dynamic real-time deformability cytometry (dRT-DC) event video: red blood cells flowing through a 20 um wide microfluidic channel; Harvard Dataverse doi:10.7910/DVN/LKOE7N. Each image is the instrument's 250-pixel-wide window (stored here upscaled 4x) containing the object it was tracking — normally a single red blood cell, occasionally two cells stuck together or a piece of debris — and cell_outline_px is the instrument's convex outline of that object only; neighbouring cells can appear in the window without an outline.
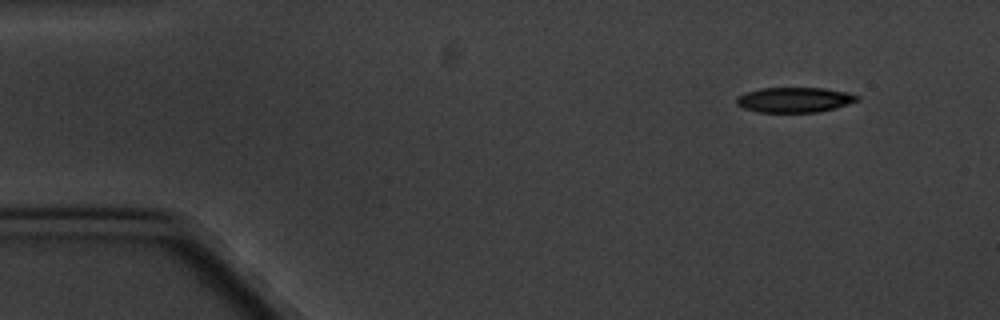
{"species": "common noctule bat (a hibernating species)", "species_latin": "Nyctalus noctula", "temperature_condition": "cold", "stored_images_in_passage": 4, "camera_frame_rate_fps": 3000, "um_per_image_px": 0.085, "animal": {"sex": "male", "body_mass_g": 20.1, "forearm_length_mm": 53.5}, "frame": {"image": 1, "passage_image": 1, "time_ms": 0.0, "image_size_px": [1000, 320], "cell_outline_px": [[860, 100], [836, 108], [816, 112], [756, 112], [744, 108], [736, 104], [736, 96], [744, 92], [760, 88], [824, 88], [848, 92], [860, 96]], "centroid_in_image_um": [67.52, 8.48], "position_along_channel_um": 17.5, "area_um2": 17.86}}
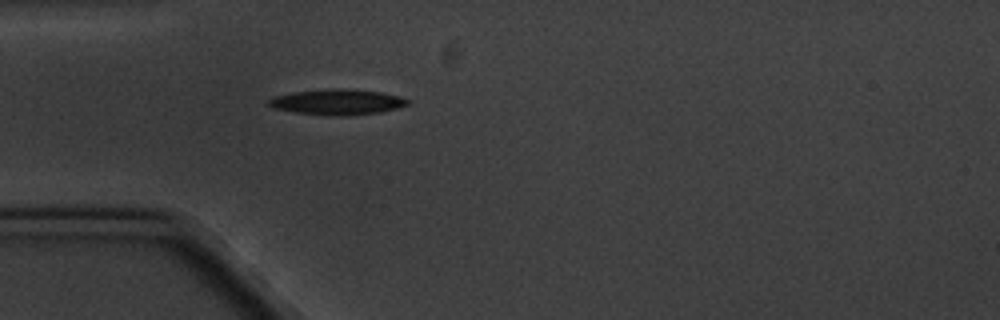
{"frame": {"image": 2, "passage_image": 4, "time_ms": 3.667, "image_size_px": [1000, 320], "cell_outline_px": [[412, 100], [408, 104], [396, 108], [380, 112], [344, 116], [332, 116], [296, 112], [272, 108], [264, 104], [272, 96], [292, 92], [328, 88], [340, 88], [380, 92], [400, 96]], "centroid_in_image_um": [28.62, 8.66], "position_along_channel_um": 56.4, "area_um2": 20.92}}